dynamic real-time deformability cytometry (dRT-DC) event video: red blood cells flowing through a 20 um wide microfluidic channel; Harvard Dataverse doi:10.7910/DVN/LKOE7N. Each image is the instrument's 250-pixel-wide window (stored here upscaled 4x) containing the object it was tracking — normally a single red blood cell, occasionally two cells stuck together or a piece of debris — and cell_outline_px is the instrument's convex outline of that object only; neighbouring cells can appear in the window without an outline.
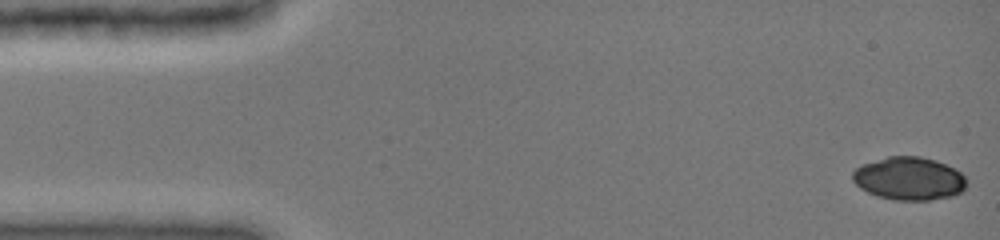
{"species": "common noctule bat (a hibernating species)", "species_latin": "Nyctalus noctula", "temperature_condition": "cold", "stored_images_in_passage": 52, "camera_frame_rate_fps": 3000, "um_per_image_px": 0.085, "animal": {"sex": "female", "body_mass_g": 19.0, "forearm_length_mm": 51.5}, "frame": {"image": 1, "passage_image": 1, "time_ms": 0.0, "image_size_px": [1000, 240], "cell_outline_px": [[968, 184], [960, 192], [952, 196], [928, 200], [896, 200], [876, 196], [860, 188], [852, 180], [852, 172], [856, 168], [864, 164], [888, 156], [920, 156], [936, 160], [960, 172], [968, 180]], "centroid_in_image_um": [77.27, 15.18], "position_along_channel_um": 7.7, "area_um2": 28.55}}
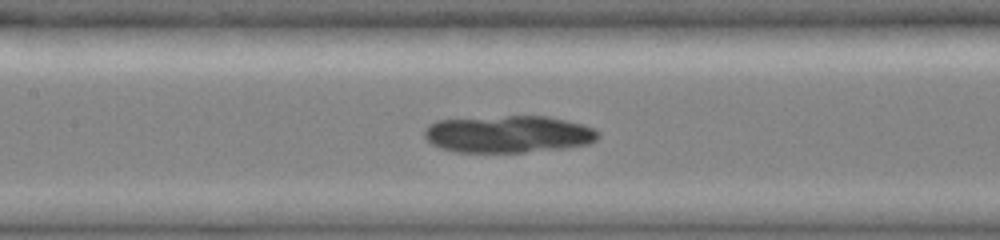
{"frame": {"image": 2, "passage_image": 28, "time_ms": 7.0, "image_size_px": [1000, 240], "cell_outline_px": [[600, 136], [596, 140], [588, 144], [564, 148], [524, 152], [456, 152], [440, 148], [432, 144], [424, 136], [424, 128], [428, 124], [436, 120], [508, 116], [548, 116], [596, 128], [600, 132]], "centroid_in_image_um": [43.2, 11.4], "position_along_channel_um": 164.2, "area_um2": 37.74}}
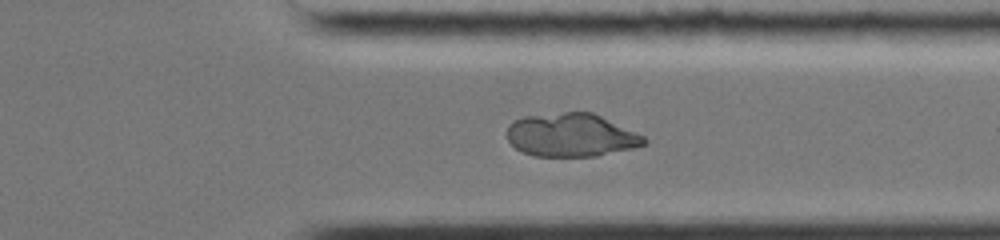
{"frame": {"image": 3, "passage_image": 43, "time_ms": 12.0, "image_size_px": [1000, 240], "cell_outline_px": [[648, 140], [644, 144], [636, 148], [596, 156], [532, 156], [516, 148], [508, 140], [504, 132], [508, 124], [524, 116], [564, 112], [592, 112], [644, 136]], "centroid_in_image_um": [48.52, 11.49], "position_along_channel_um": 362.9, "area_um2": 34.68}}